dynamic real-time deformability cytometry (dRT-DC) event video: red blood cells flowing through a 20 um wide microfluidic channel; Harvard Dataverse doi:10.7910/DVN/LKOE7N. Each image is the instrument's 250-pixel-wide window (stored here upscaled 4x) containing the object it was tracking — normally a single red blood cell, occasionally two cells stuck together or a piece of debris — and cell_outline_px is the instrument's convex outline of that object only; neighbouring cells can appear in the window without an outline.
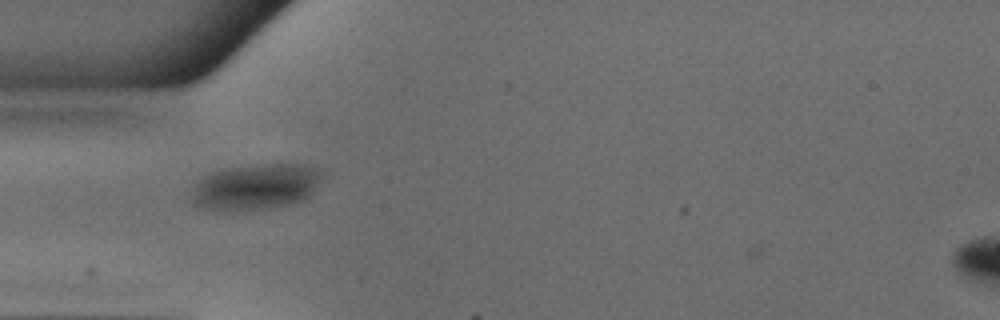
{"species": "common noctule bat (a hibernating species)", "species_latin": "Nyctalus noctula", "temperature_condition": "warm", "stored_images_in_passage": 37, "camera_frame_rate_fps": 3000, "um_per_image_px": 0.085, "animal": {"sex": "male", "body_mass_g": 18.8}, "frame": {"image": 1, "passage_image": 8, "time_ms": 2.333, "image_size_px": [1000, 320], "cell_outline_px": [[320, 176], [312, 192], [304, 200], [292, 204], [272, 208], [228, 212], [212, 212], [192, 204], [192, 196], [196, 184], [204, 176], [212, 172], [224, 168], [264, 164], [304, 164], [320, 172]], "centroid_in_image_um": [21.65, 15.92], "position_along_channel_um": 63.3, "area_um2": 35.08}}
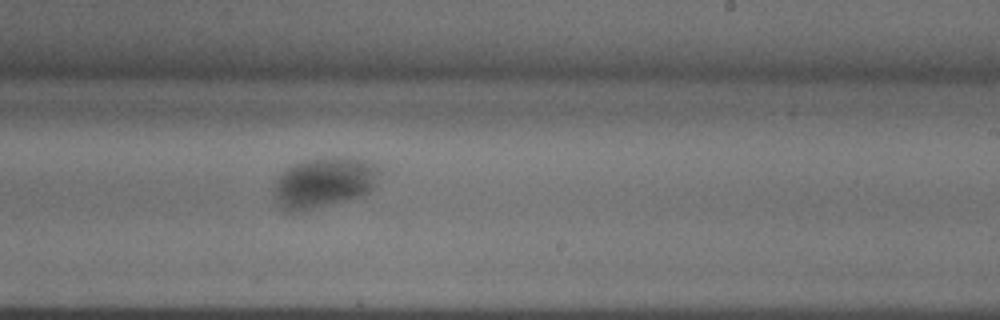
{"frame": {"image": 2, "passage_image": 23, "time_ms": 7.333, "image_size_px": [1000, 320], "cell_outline_px": [[380, 172], [372, 188], [368, 192], [360, 196], [296, 212], [284, 212], [280, 208], [276, 200], [276, 180], [292, 164], [304, 160], [332, 156], [352, 156], [376, 164], [380, 168]], "centroid_in_image_um": [27.56, 15.48], "position_along_channel_um": 261.4, "area_um2": 30.81}}
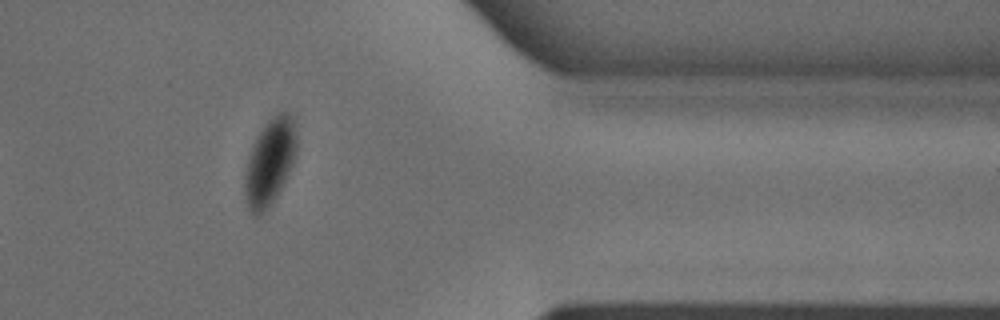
{"frame": {"image": 3, "passage_image": 34, "time_ms": 11.0, "image_size_px": [1000, 320], "cell_outline_px": [[296, 156], [276, 196], [264, 212], [256, 216], [252, 216], [248, 208], [244, 192], [244, 176], [248, 160], [256, 136], [264, 124], [272, 116], [280, 112], [288, 112], [296, 116]], "centroid_in_image_um": [22.94, 13.72], "position_along_channel_um": 388.5, "area_um2": 26.13}}